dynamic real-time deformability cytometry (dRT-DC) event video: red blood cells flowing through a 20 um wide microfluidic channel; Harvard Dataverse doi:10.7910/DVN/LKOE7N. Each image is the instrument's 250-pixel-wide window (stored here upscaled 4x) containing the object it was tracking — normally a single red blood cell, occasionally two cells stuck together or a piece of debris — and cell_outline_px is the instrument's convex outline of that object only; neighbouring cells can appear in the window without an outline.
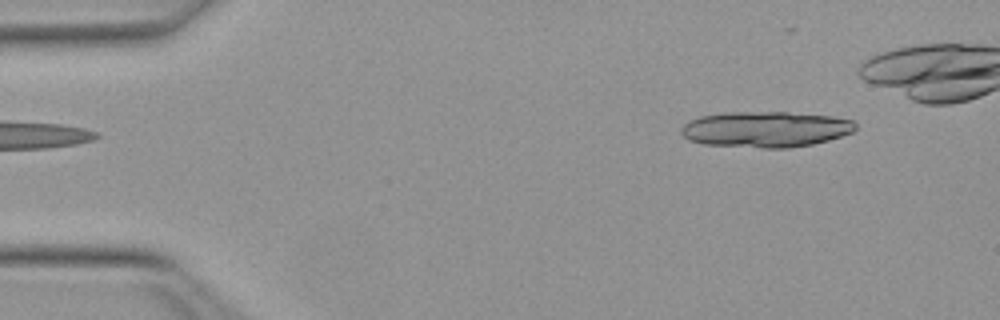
{"species": "Egyptian fruit bat (a non-hibernating species)", "species_latin": "Rousettus aegyptiacus", "temperature_condition": "warm", "stored_images_in_passage": 15, "camera_frame_rate_fps": 3000, "um_per_image_px": 0.085, "animal": {"sex": "female"}, "frame": {"image": 1, "passage_image": 1, "time_ms": 0.0, "image_size_px": [1000, 320], "cell_outline_px": [[856, 128], [852, 132], [828, 140], [812, 144], [788, 148], [764, 148], [704, 144], [688, 140], [680, 132], [680, 128], [688, 120], [700, 116], [724, 112], [788, 112], [832, 116], [852, 120], [856, 124]], "centroid_in_image_um": [65.04, 10.98], "position_along_channel_um": 20.0, "area_um2": 36.53}}